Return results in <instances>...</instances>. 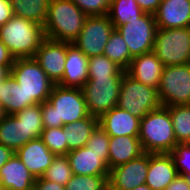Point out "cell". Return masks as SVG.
Listing matches in <instances>:
<instances>
[{
	"label": "cell",
	"instance_id": "obj_1",
	"mask_svg": "<svg viewBox=\"0 0 190 190\" xmlns=\"http://www.w3.org/2000/svg\"><path fill=\"white\" fill-rule=\"evenodd\" d=\"M44 128L63 127L86 118L89 113L81 88L54 84L47 101L41 104Z\"/></svg>",
	"mask_w": 190,
	"mask_h": 190
},
{
	"label": "cell",
	"instance_id": "obj_2",
	"mask_svg": "<svg viewBox=\"0 0 190 190\" xmlns=\"http://www.w3.org/2000/svg\"><path fill=\"white\" fill-rule=\"evenodd\" d=\"M88 16L71 0H50L43 26L45 37L73 43Z\"/></svg>",
	"mask_w": 190,
	"mask_h": 190
},
{
	"label": "cell",
	"instance_id": "obj_3",
	"mask_svg": "<svg viewBox=\"0 0 190 190\" xmlns=\"http://www.w3.org/2000/svg\"><path fill=\"white\" fill-rule=\"evenodd\" d=\"M42 25L13 15L0 26V40L15 59L32 58L45 39Z\"/></svg>",
	"mask_w": 190,
	"mask_h": 190
},
{
	"label": "cell",
	"instance_id": "obj_4",
	"mask_svg": "<svg viewBox=\"0 0 190 190\" xmlns=\"http://www.w3.org/2000/svg\"><path fill=\"white\" fill-rule=\"evenodd\" d=\"M138 137L144 152L171 153L178 143L169 109L162 106L140 119Z\"/></svg>",
	"mask_w": 190,
	"mask_h": 190
},
{
	"label": "cell",
	"instance_id": "obj_5",
	"mask_svg": "<svg viewBox=\"0 0 190 190\" xmlns=\"http://www.w3.org/2000/svg\"><path fill=\"white\" fill-rule=\"evenodd\" d=\"M11 75L26 93V107L48 100L54 83L33 57L15 59Z\"/></svg>",
	"mask_w": 190,
	"mask_h": 190
},
{
	"label": "cell",
	"instance_id": "obj_6",
	"mask_svg": "<svg viewBox=\"0 0 190 190\" xmlns=\"http://www.w3.org/2000/svg\"><path fill=\"white\" fill-rule=\"evenodd\" d=\"M162 106L158 89L140 83L126 72L124 73L120 85L117 107L142 119L150 111Z\"/></svg>",
	"mask_w": 190,
	"mask_h": 190
},
{
	"label": "cell",
	"instance_id": "obj_7",
	"mask_svg": "<svg viewBox=\"0 0 190 190\" xmlns=\"http://www.w3.org/2000/svg\"><path fill=\"white\" fill-rule=\"evenodd\" d=\"M153 52L164 66L190 63V27L157 28Z\"/></svg>",
	"mask_w": 190,
	"mask_h": 190
},
{
	"label": "cell",
	"instance_id": "obj_8",
	"mask_svg": "<svg viewBox=\"0 0 190 190\" xmlns=\"http://www.w3.org/2000/svg\"><path fill=\"white\" fill-rule=\"evenodd\" d=\"M123 77H88L81 88L89 115L100 118L117 106Z\"/></svg>",
	"mask_w": 190,
	"mask_h": 190
},
{
	"label": "cell",
	"instance_id": "obj_9",
	"mask_svg": "<svg viewBox=\"0 0 190 190\" xmlns=\"http://www.w3.org/2000/svg\"><path fill=\"white\" fill-rule=\"evenodd\" d=\"M158 92L165 107L190 105V63L165 66Z\"/></svg>",
	"mask_w": 190,
	"mask_h": 190
},
{
	"label": "cell",
	"instance_id": "obj_10",
	"mask_svg": "<svg viewBox=\"0 0 190 190\" xmlns=\"http://www.w3.org/2000/svg\"><path fill=\"white\" fill-rule=\"evenodd\" d=\"M114 25L108 15L88 16L74 44L88 58L103 55Z\"/></svg>",
	"mask_w": 190,
	"mask_h": 190
},
{
	"label": "cell",
	"instance_id": "obj_11",
	"mask_svg": "<svg viewBox=\"0 0 190 190\" xmlns=\"http://www.w3.org/2000/svg\"><path fill=\"white\" fill-rule=\"evenodd\" d=\"M116 30L125 40L132 57L153 51L157 31L154 14L145 13L140 18L118 26Z\"/></svg>",
	"mask_w": 190,
	"mask_h": 190
},
{
	"label": "cell",
	"instance_id": "obj_12",
	"mask_svg": "<svg viewBox=\"0 0 190 190\" xmlns=\"http://www.w3.org/2000/svg\"><path fill=\"white\" fill-rule=\"evenodd\" d=\"M149 167V153L144 152L127 163L110 169L108 190H132L145 184Z\"/></svg>",
	"mask_w": 190,
	"mask_h": 190
},
{
	"label": "cell",
	"instance_id": "obj_13",
	"mask_svg": "<svg viewBox=\"0 0 190 190\" xmlns=\"http://www.w3.org/2000/svg\"><path fill=\"white\" fill-rule=\"evenodd\" d=\"M68 44L45 38L33 57L54 84L62 80Z\"/></svg>",
	"mask_w": 190,
	"mask_h": 190
},
{
	"label": "cell",
	"instance_id": "obj_14",
	"mask_svg": "<svg viewBox=\"0 0 190 190\" xmlns=\"http://www.w3.org/2000/svg\"><path fill=\"white\" fill-rule=\"evenodd\" d=\"M109 154H97L84 146L67 153L73 174L77 175H109Z\"/></svg>",
	"mask_w": 190,
	"mask_h": 190
},
{
	"label": "cell",
	"instance_id": "obj_15",
	"mask_svg": "<svg viewBox=\"0 0 190 190\" xmlns=\"http://www.w3.org/2000/svg\"><path fill=\"white\" fill-rule=\"evenodd\" d=\"M178 175L170 153H149L145 184L152 190H165Z\"/></svg>",
	"mask_w": 190,
	"mask_h": 190
},
{
	"label": "cell",
	"instance_id": "obj_16",
	"mask_svg": "<svg viewBox=\"0 0 190 190\" xmlns=\"http://www.w3.org/2000/svg\"><path fill=\"white\" fill-rule=\"evenodd\" d=\"M154 18L157 28L190 27V0H161Z\"/></svg>",
	"mask_w": 190,
	"mask_h": 190
},
{
	"label": "cell",
	"instance_id": "obj_17",
	"mask_svg": "<svg viewBox=\"0 0 190 190\" xmlns=\"http://www.w3.org/2000/svg\"><path fill=\"white\" fill-rule=\"evenodd\" d=\"M164 64L153 51L133 57L126 73L136 81L158 89Z\"/></svg>",
	"mask_w": 190,
	"mask_h": 190
},
{
	"label": "cell",
	"instance_id": "obj_18",
	"mask_svg": "<svg viewBox=\"0 0 190 190\" xmlns=\"http://www.w3.org/2000/svg\"><path fill=\"white\" fill-rule=\"evenodd\" d=\"M15 153L35 178L45 174L55 157L41 138L30 140Z\"/></svg>",
	"mask_w": 190,
	"mask_h": 190
},
{
	"label": "cell",
	"instance_id": "obj_19",
	"mask_svg": "<svg viewBox=\"0 0 190 190\" xmlns=\"http://www.w3.org/2000/svg\"><path fill=\"white\" fill-rule=\"evenodd\" d=\"M98 125L112 137L138 136L140 119L116 106L98 119Z\"/></svg>",
	"mask_w": 190,
	"mask_h": 190
},
{
	"label": "cell",
	"instance_id": "obj_20",
	"mask_svg": "<svg viewBox=\"0 0 190 190\" xmlns=\"http://www.w3.org/2000/svg\"><path fill=\"white\" fill-rule=\"evenodd\" d=\"M88 80V57L74 44L67 46L66 60L62 80L58 83L64 87L82 88Z\"/></svg>",
	"mask_w": 190,
	"mask_h": 190
},
{
	"label": "cell",
	"instance_id": "obj_21",
	"mask_svg": "<svg viewBox=\"0 0 190 190\" xmlns=\"http://www.w3.org/2000/svg\"><path fill=\"white\" fill-rule=\"evenodd\" d=\"M35 181L16 153L0 168V183L6 190H33Z\"/></svg>",
	"mask_w": 190,
	"mask_h": 190
},
{
	"label": "cell",
	"instance_id": "obj_22",
	"mask_svg": "<svg viewBox=\"0 0 190 190\" xmlns=\"http://www.w3.org/2000/svg\"><path fill=\"white\" fill-rule=\"evenodd\" d=\"M109 169L127 163L144 153L138 136H109Z\"/></svg>",
	"mask_w": 190,
	"mask_h": 190
},
{
	"label": "cell",
	"instance_id": "obj_23",
	"mask_svg": "<svg viewBox=\"0 0 190 190\" xmlns=\"http://www.w3.org/2000/svg\"><path fill=\"white\" fill-rule=\"evenodd\" d=\"M31 140V135H27V128L14 115H6L0 121V144L14 152Z\"/></svg>",
	"mask_w": 190,
	"mask_h": 190
},
{
	"label": "cell",
	"instance_id": "obj_24",
	"mask_svg": "<svg viewBox=\"0 0 190 190\" xmlns=\"http://www.w3.org/2000/svg\"><path fill=\"white\" fill-rule=\"evenodd\" d=\"M0 104L6 115H13L26 108V93L11 74L3 80Z\"/></svg>",
	"mask_w": 190,
	"mask_h": 190
},
{
	"label": "cell",
	"instance_id": "obj_25",
	"mask_svg": "<svg viewBox=\"0 0 190 190\" xmlns=\"http://www.w3.org/2000/svg\"><path fill=\"white\" fill-rule=\"evenodd\" d=\"M98 126V118L88 115L78 121L64 125L66 133L68 152L86 146L91 133Z\"/></svg>",
	"mask_w": 190,
	"mask_h": 190
},
{
	"label": "cell",
	"instance_id": "obj_26",
	"mask_svg": "<svg viewBox=\"0 0 190 190\" xmlns=\"http://www.w3.org/2000/svg\"><path fill=\"white\" fill-rule=\"evenodd\" d=\"M50 0H10L13 15L44 26Z\"/></svg>",
	"mask_w": 190,
	"mask_h": 190
},
{
	"label": "cell",
	"instance_id": "obj_27",
	"mask_svg": "<svg viewBox=\"0 0 190 190\" xmlns=\"http://www.w3.org/2000/svg\"><path fill=\"white\" fill-rule=\"evenodd\" d=\"M144 14L145 12L139 7L136 0H111L107 13L115 29Z\"/></svg>",
	"mask_w": 190,
	"mask_h": 190
},
{
	"label": "cell",
	"instance_id": "obj_28",
	"mask_svg": "<svg viewBox=\"0 0 190 190\" xmlns=\"http://www.w3.org/2000/svg\"><path fill=\"white\" fill-rule=\"evenodd\" d=\"M112 62L116 63L126 71L133 57L130 55L127 44L122 35L114 29L110 34L109 40L105 46L104 53Z\"/></svg>",
	"mask_w": 190,
	"mask_h": 190
},
{
	"label": "cell",
	"instance_id": "obj_29",
	"mask_svg": "<svg viewBox=\"0 0 190 190\" xmlns=\"http://www.w3.org/2000/svg\"><path fill=\"white\" fill-rule=\"evenodd\" d=\"M167 108L172 118L177 143H190V105H176Z\"/></svg>",
	"mask_w": 190,
	"mask_h": 190
},
{
	"label": "cell",
	"instance_id": "obj_30",
	"mask_svg": "<svg viewBox=\"0 0 190 190\" xmlns=\"http://www.w3.org/2000/svg\"><path fill=\"white\" fill-rule=\"evenodd\" d=\"M13 115L25 125L27 135H31V140L41 137L44 130L41 104L26 107Z\"/></svg>",
	"mask_w": 190,
	"mask_h": 190
},
{
	"label": "cell",
	"instance_id": "obj_31",
	"mask_svg": "<svg viewBox=\"0 0 190 190\" xmlns=\"http://www.w3.org/2000/svg\"><path fill=\"white\" fill-rule=\"evenodd\" d=\"M125 72L105 55L88 58V77H123Z\"/></svg>",
	"mask_w": 190,
	"mask_h": 190
},
{
	"label": "cell",
	"instance_id": "obj_32",
	"mask_svg": "<svg viewBox=\"0 0 190 190\" xmlns=\"http://www.w3.org/2000/svg\"><path fill=\"white\" fill-rule=\"evenodd\" d=\"M73 173L70 167L67 155H55L51 165L42 176L46 180L53 181L59 185L65 186L71 179Z\"/></svg>",
	"mask_w": 190,
	"mask_h": 190
},
{
	"label": "cell",
	"instance_id": "obj_33",
	"mask_svg": "<svg viewBox=\"0 0 190 190\" xmlns=\"http://www.w3.org/2000/svg\"><path fill=\"white\" fill-rule=\"evenodd\" d=\"M109 175H77L73 174L66 183V190H108Z\"/></svg>",
	"mask_w": 190,
	"mask_h": 190
},
{
	"label": "cell",
	"instance_id": "obj_34",
	"mask_svg": "<svg viewBox=\"0 0 190 190\" xmlns=\"http://www.w3.org/2000/svg\"><path fill=\"white\" fill-rule=\"evenodd\" d=\"M40 138L54 155H67L68 145L64 126L44 128Z\"/></svg>",
	"mask_w": 190,
	"mask_h": 190
},
{
	"label": "cell",
	"instance_id": "obj_35",
	"mask_svg": "<svg viewBox=\"0 0 190 190\" xmlns=\"http://www.w3.org/2000/svg\"><path fill=\"white\" fill-rule=\"evenodd\" d=\"M170 154L178 174L190 175V143L177 144Z\"/></svg>",
	"mask_w": 190,
	"mask_h": 190
},
{
	"label": "cell",
	"instance_id": "obj_36",
	"mask_svg": "<svg viewBox=\"0 0 190 190\" xmlns=\"http://www.w3.org/2000/svg\"><path fill=\"white\" fill-rule=\"evenodd\" d=\"M86 147L97 154H109V135L98 125L91 133Z\"/></svg>",
	"mask_w": 190,
	"mask_h": 190
},
{
	"label": "cell",
	"instance_id": "obj_37",
	"mask_svg": "<svg viewBox=\"0 0 190 190\" xmlns=\"http://www.w3.org/2000/svg\"><path fill=\"white\" fill-rule=\"evenodd\" d=\"M87 16L106 15L109 10L111 0H71Z\"/></svg>",
	"mask_w": 190,
	"mask_h": 190
},
{
	"label": "cell",
	"instance_id": "obj_38",
	"mask_svg": "<svg viewBox=\"0 0 190 190\" xmlns=\"http://www.w3.org/2000/svg\"><path fill=\"white\" fill-rule=\"evenodd\" d=\"M33 190H66L65 186L59 185L50 180H46L43 177L36 178Z\"/></svg>",
	"mask_w": 190,
	"mask_h": 190
},
{
	"label": "cell",
	"instance_id": "obj_39",
	"mask_svg": "<svg viewBox=\"0 0 190 190\" xmlns=\"http://www.w3.org/2000/svg\"><path fill=\"white\" fill-rule=\"evenodd\" d=\"M13 16L10 0H0V26Z\"/></svg>",
	"mask_w": 190,
	"mask_h": 190
},
{
	"label": "cell",
	"instance_id": "obj_40",
	"mask_svg": "<svg viewBox=\"0 0 190 190\" xmlns=\"http://www.w3.org/2000/svg\"><path fill=\"white\" fill-rule=\"evenodd\" d=\"M165 190H190V185L187 183L185 176L179 174Z\"/></svg>",
	"mask_w": 190,
	"mask_h": 190
},
{
	"label": "cell",
	"instance_id": "obj_41",
	"mask_svg": "<svg viewBox=\"0 0 190 190\" xmlns=\"http://www.w3.org/2000/svg\"><path fill=\"white\" fill-rule=\"evenodd\" d=\"M139 7L145 13L154 14L161 3V0H136Z\"/></svg>",
	"mask_w": 190,
	"mask_h": 190
},
{
	"label": "cell",
	"instance_id": "obj_42",
	"mask_svg": "<svg viewBox=\"0 0 190 190\" xmlns=\"http://www.w3.org/2000/svg\"><path fill=\"white\" fill-rule=\"evenodd\" d=\"M15 58L11 55L5 44L0 40V65L12 66Z\"/></svg>",
	"mask_w": 190,
	"mask_h": 190
},
{
	"label": "cell",
	"instance_id": "obj_43",
	"mask_svg": "<svg viewBox=\"0 0 190 190\" xmlns=\"http://www.w3.org/2000/svg\"><path fill=\"white\" fill-rule=\"evenodd\" d=\"M15 152L0 144V168L13 156Z\"/></svg>",
	"mask_w": 190,
	"mask_h": 190
},
{
	"label": "cell",
	"instance_id": "obj_44",
	"mask_svg": "<svg viewBox=\"0 0 190 190\" xmlns=\"http://www.w3.org/2000/svg\"><path fill=\"white\" fill-rule=\"evenodd\" d=\"M12 66L0 65V83L11 74Z\"/></svg>",
	"mask_w": 190,
	"mask_h": 190
},
{
	"label": "cell",
	"instance_id": "obj_45",
	"mask_svg": "<svg viewBox=\"0 0 190 190\" xmlns=\"http://www.w3.org/2000/svg\"><path fill=\"white\" fill-rule=\"evenodd\" d=\"M132 190H152L148 185L143 184V185H139L136 188H133Z\"/></svg>",
	"mask_w": 190,
	"mask_h": 190
},
{
	"label": "cell",
	"instance_id": "obj_46",
	"mask_svg": "<svg viewBox=\"0 0 190 190\" xmlns=\"http://www.w3.org/2000/svg\"><path fill=\"white\" fill-rule=\"evenodd\" d=\"M6 116V113L2 107V105L0 104V121L3 120Z\"/></svg>",
	"mask_w": 190,
	"mask_h": 190
},
{
	"label": "cell",
	"instance_id": "obj_47",
	"mask_svg": "<svg viewBox=\"0 0 190 190\" xmlns=\"http://www.w3.org/2000/svg\"><path fill=\"white\" fill-rule=\"evenodd\" d=\"M186 178L187 183L190 185V175H183Z\"/></svg>",
	"mask_w": 190,
	"mask_h": 190
},
{
	"label": "cell",
	"instance_id": "obj_48",
	"mask_svg": "<svg viewBox=\"0 0 190 190\" xmlns=\"http://www.w3.org/2000/svg\"><path fill=\"white\" fill-rule=\"evenodd\" d=\"M0 190H6L5 187L0 183Z\"/></svg>",
	"mask_w": 190,
	"mask_h": 190
}]
</instances>
